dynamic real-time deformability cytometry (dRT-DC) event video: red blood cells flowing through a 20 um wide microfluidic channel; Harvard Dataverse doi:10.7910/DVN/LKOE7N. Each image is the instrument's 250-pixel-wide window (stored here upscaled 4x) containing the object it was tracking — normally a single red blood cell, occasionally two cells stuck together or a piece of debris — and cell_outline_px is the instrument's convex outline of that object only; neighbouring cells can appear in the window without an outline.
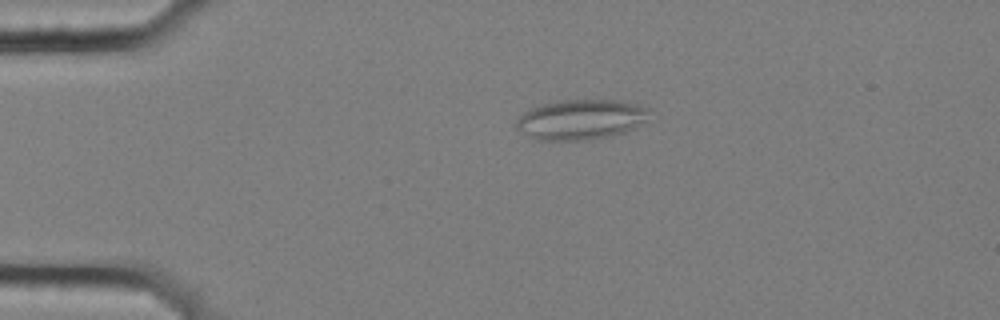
{"species": "common noctule bat (a hibernating species)", "species_latin": "Nyctalus noctula", "temperature_condition": "cold", "stored_images_in_passage": 50, "camera_frame_rate_fps": 3000, "um_per_image_px": 0.085, "animal": {"sex": "female", "body_mass_g": 25.1}, "frame": {"image": 1, "passage_image": 6, "time_ms": 1.667, "image_size_px": [1000, 320], "cell_outline_px": [[648, 120], [624, 132], [608, 136], [588, 140], [536, 140], [528, 136], [516, 128], [516, 120], [524, 112], [532, 108], [556, 100], [628, 100], [648, 108]], "centroid_in_image_um": [49.38, 10.15], "position_along_channel_um": 35.6, "area_um2": 31.15}}
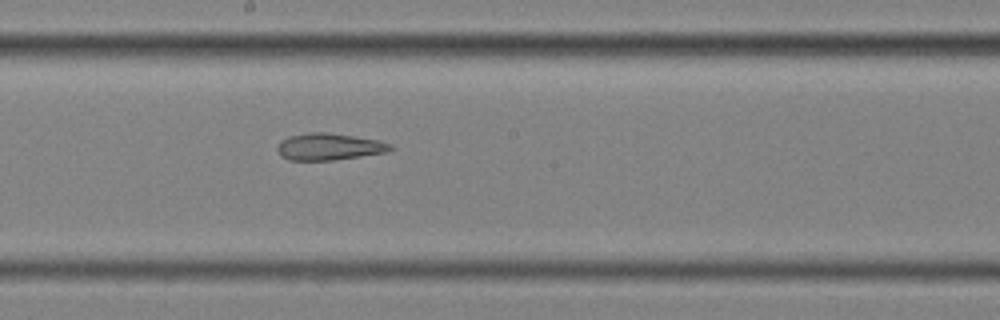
{"frame": {"image": 2, "passage_image": 25, "time_ms": 8.0, "image_size_px": [1000, 320], "cell_outline_px": [[396, 148], [388, 152], [332, 160], [288, 160], [280, 156], [276, 148], [280, 140], [288, 136], [308, 132], [328, 132], [380, 140], [392, 144]], "centroid_in_image_um": [27.97, 12.46], "position_along_channel_um": 220.2, "area_um2": 17.98}}
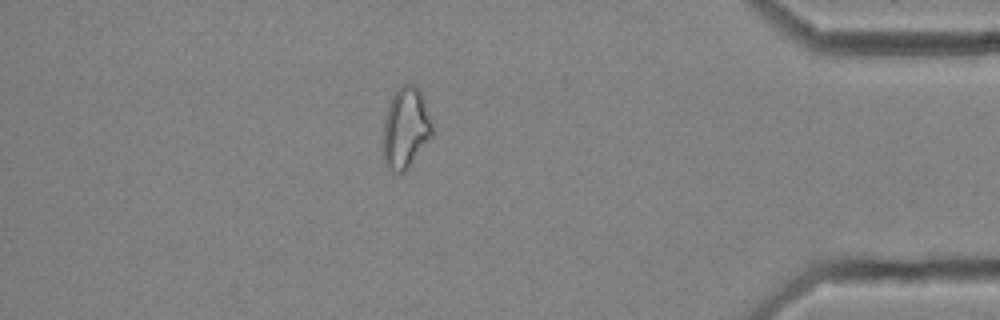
{"frame": {"image": 3, "passage_image": 43, "time_ms": 14.0, "image_size_px": [1000, 320], "cell_outline_px": [[432, 136], [408, 168], [404, 172], [392, 172], [384, 164], [384, 120], [388, 104], [396, 88], [404, 84], [416, 84], [424, 96], [432, 124]], "centroid_in_image_um": [34.49, 10.85], "position_along_channel_um": 400.7, "area_um2": 23.29}, "authors_computed_cell_mechanics": {"area_um2": 21.9351, "velocity_mm_per_s": 3.5854, "shape_relaxation_time_tau1_ms": null, "shape_relaxation_time_tau2_ms": 3.3499, "deformation_change_tau1": null, "deformation_change_tau2": 0.1266}}